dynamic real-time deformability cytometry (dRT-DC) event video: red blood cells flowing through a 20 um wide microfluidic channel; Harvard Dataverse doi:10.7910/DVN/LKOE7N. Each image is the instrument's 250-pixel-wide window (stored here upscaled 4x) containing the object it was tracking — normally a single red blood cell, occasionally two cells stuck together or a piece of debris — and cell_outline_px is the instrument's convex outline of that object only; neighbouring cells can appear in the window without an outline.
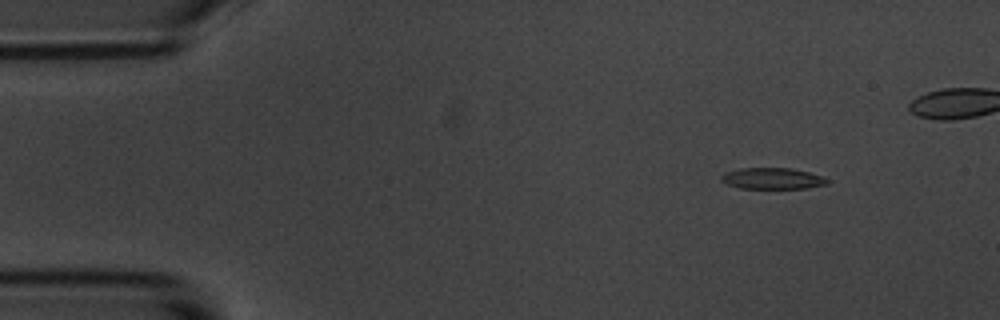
{"species": "common noctule bat (a hibernating species)", "species_latin": "Nyctalus noctula", "temperature_condition": "room temperature", "stored_images_in_passage": 5, "camera_frame_rate_fps": 3000, "um_per_image_px": 0.085, "animal": {"sex": "male", "body_mass_g": 20.1, "forearm_length_mm": 53.5}, "frame": {"image": 1, "passage_image": 1, "time_ms": 0.0, "image_size_px": [1000, 320], "cell_outline_px": [[828, 184], [808, 188], [740, 188], [728, 184], [720, 180], [720, 176], [728, 172], [744, 168], [792, 168], [808, 172], [820, 176], [828, 180]], "centroid_in_image_um": [65.67, 15.17], "position_along_channel_um": 19.3, "area_um2": 12.89}}